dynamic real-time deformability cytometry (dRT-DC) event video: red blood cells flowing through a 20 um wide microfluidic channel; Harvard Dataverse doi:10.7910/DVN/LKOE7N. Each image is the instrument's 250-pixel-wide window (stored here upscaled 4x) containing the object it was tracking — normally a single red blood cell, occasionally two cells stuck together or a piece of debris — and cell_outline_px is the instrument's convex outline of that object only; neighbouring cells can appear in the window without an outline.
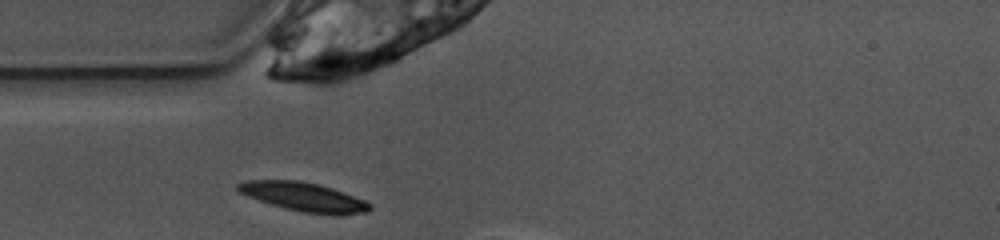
{"species": "common noctule bat (a hibernating species)", "species_latin": "Nyctalus noctula", "temperature_condition": "warm", "stored_images_in_passage": 4, "camera_frame_rate_fps": 3000, "um_per_image_px": 0.085, "animal": {"sex": "female", "body_mass_g": 10.0, "forearm_length_mm": 53.1}, "frame": {"image": 1, "passage_image": 1, "time_ms": 0.0, "image_size_px": [1000, 240], "cell_outline_px": [[372, 208], [368, 212], [340, 216], [304, 212], [272, 204], [248, 196], [240, 192], [236, 188], [236, 184], [248, 180], [296, 180], [316, 184], [332, 188], [344, 192], [364, 200], [372, 204]], "centroid_in_image_um": [25.89, 16.74], "position_along_channel_um": 59.1, "area_um2": 22.02}}